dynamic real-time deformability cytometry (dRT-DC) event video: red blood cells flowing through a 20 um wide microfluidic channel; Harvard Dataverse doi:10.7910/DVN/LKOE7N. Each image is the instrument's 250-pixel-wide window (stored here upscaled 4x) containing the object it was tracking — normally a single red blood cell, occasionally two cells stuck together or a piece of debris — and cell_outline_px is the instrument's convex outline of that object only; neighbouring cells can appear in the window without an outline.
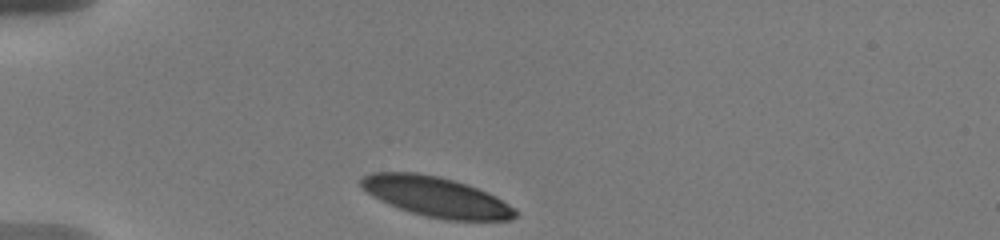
{"species": "human", "species_latin": "Homo sapiens", "temperature_condition": "warm", "stored_images_in_passage": 6, "camera_frame_rate_fps": 3000, "um_per_image_px": 0.085, "donor": {"sex": "male"}, "frame": {"image": 1, "passage_image": 1, "time_ms": 0.0, "image_size_px": [1000, 240], "cell_outline_px": [[516, 216], [512, 220], [448, 220], [424, 216], [388, 204], [372, 196], [360, 188], [360, 180], [364, 176], [372, 172], [416, 172], [440, 176], [476, 188], [516, 208]], "centroid_in_image_um": [37.01, 16.72], "position_along_channel_um": 48.0, "area_um2": 35.6}}
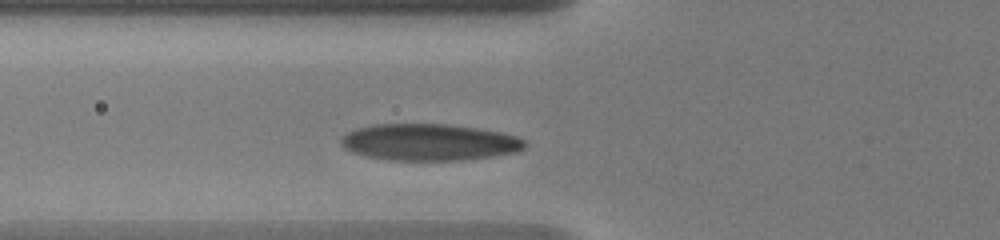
{"frame": {"image": 2, "passage_image": 4, "time_ms": 2.0, "image_size_px": [1000, 240], "cell_outline_px": [[528, 144], [524, 148], [516, 152], [492, 156], [464, 160], [388, 160], [368, 156], [352, 152], [344, 148], [340, 144], [340, 136], [356, 128], [376, 124], [444, 124], [476, 128], [500, 132], [516, 136], [524, 140]], "centroid_in_image_um": [36.46, 12.09], "position_along_channel_um": 89.3, "area_um2": 39.3}}
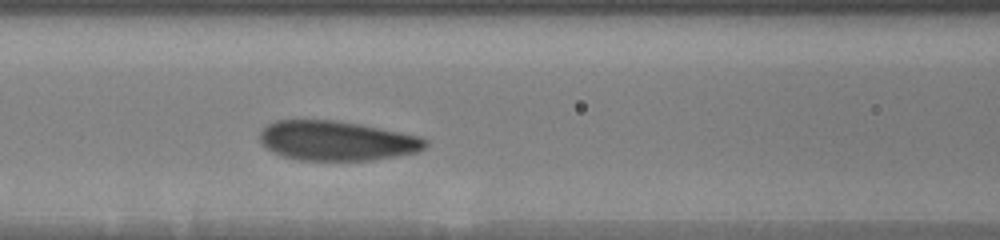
{"frame": {"image": 3, "passage_image": 6, "time_ms": 3.333, "image_size_px": [1000, 240], "cell_outline_px": [[428, 144], [424, 148], [416, 152], [396, 156], [372, 160], [300, 160], [284, 156], [272, 152], [264, 148], [260, 144], [260, 132], [268, 124], [276, 120], [336, 120], [420, 136], [428, 140]], "centroid_in_image_um": [28.59, 11.97], "position_along_channel_um": 138.0, "area_um2": 38.15}}